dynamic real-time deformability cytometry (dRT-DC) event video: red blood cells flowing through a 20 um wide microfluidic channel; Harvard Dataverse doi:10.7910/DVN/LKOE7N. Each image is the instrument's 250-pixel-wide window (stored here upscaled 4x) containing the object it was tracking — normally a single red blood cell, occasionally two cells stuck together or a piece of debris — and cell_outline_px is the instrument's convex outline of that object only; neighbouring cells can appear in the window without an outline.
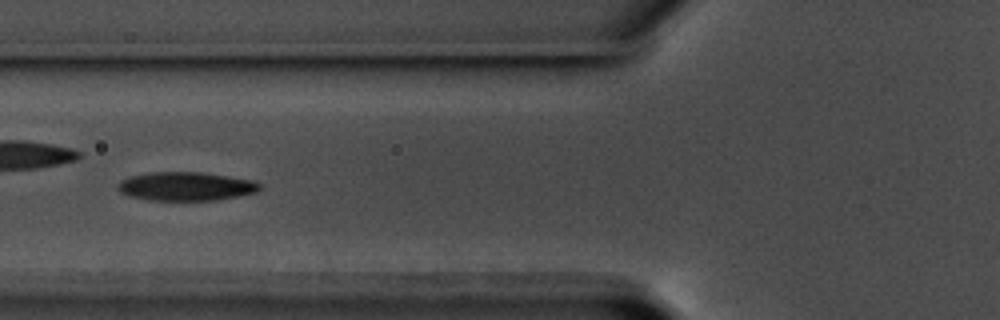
{"species": "common noctule bat (a hibernating species)", "species_latin": "Nyctalus noctula", "temperature_condition": "warm", "stored_images_in_passage": 34, "camera_frame_rate_fps": 3000, "um_per_image_px": 0.085, "animal": {"sex": "male", "body_mass_g": 17.5, "forearm_length_mm": 52.3}, "frame": {"image": 1, "passage_image": 10, "time_ms": 3.0, "image_size_px": [1000, 320], "cell_outline_px": [[260, 188], [256, 192], [216, 200], [148, 200], [128, 196], [120, 192], [116, 188], [116, 184], [120, 180], [132, 176], [148, 172], [200, 172], [228, 176], [252, 180], [260, 184]], "centroid_in_image_um": [15.74, 15.84], "position_along_channel_um": 110.1, "area_um2": 23.7}, "authors_computed_cell_mechanics": {"area_um2": 23.6113, "velocity_mm_per_s": 3.5422, "shape_relaxation_time_tau1_ms": 2.747, "shape_relaxation_time_tau2_ms": 3.3847, "deformation_change_tau1": 0.1403, "deformation_change_tau2": 0.0789}}